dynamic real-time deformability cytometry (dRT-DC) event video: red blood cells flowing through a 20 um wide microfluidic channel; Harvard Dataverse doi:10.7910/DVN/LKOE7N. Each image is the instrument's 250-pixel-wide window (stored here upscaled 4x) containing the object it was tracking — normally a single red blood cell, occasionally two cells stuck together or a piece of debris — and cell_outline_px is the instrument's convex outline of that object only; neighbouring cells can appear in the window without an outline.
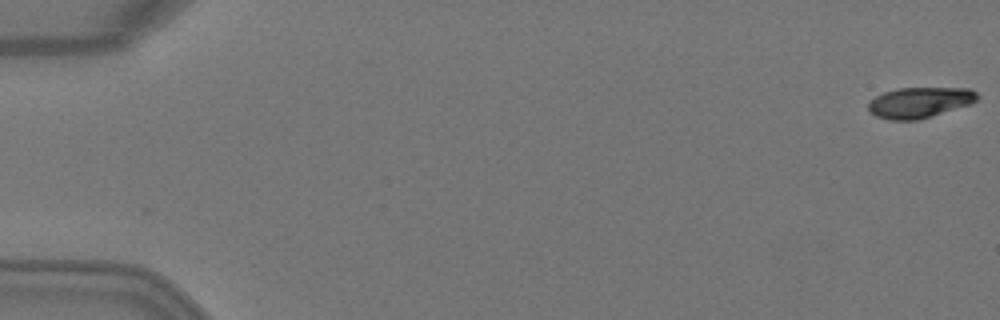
{"species": "Egyptian fruit bat (a non-hibernating species)", "species_latin": "Rousettus aegyptiacus", "temperature_condition": "warm", "stored_images_in_passage": 5, "camera_frame_rate_fps": 3000, "um_per_image_px": 0.085, "animal": {"sex": "female"}, "frame": {"image": 1, "passage_image": 1, "time_ms": 0.0, "image_size_px": [1000, 320], "cell_outline_px": [[980, 96], [976, 100], [968, 104], [932, 116], [916, 120], [888, 120], [876, 116], [868, 112], [868, 104], [876, 96], [884, 92], [900, 88], [968, 88], [976, 92]], "centroid_in_image_um": [78.14, 8.71], "position_along_channel_um": 6.9, "area_um2": 19.31}}
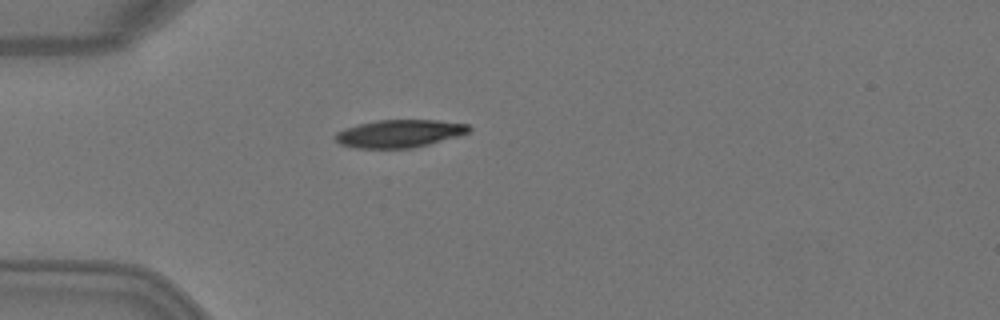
{"frame": {"image": 2, "passage_image": 5, "time_ms": 1.333, "image_size_px": [1000, 320], "cell_outline_px": [[472, 128], [468, 132], [456, 136], [428, 144], [412, 148], [356, 148], [340, 144], [332, 136], [336, 132], [360, 124], [376, 120], [440, 120], [468, 124]], "centroid_in_image_um": [33.94, 11.35], "position_along_channel_um": 51.1, "area_um2": 21.44}}